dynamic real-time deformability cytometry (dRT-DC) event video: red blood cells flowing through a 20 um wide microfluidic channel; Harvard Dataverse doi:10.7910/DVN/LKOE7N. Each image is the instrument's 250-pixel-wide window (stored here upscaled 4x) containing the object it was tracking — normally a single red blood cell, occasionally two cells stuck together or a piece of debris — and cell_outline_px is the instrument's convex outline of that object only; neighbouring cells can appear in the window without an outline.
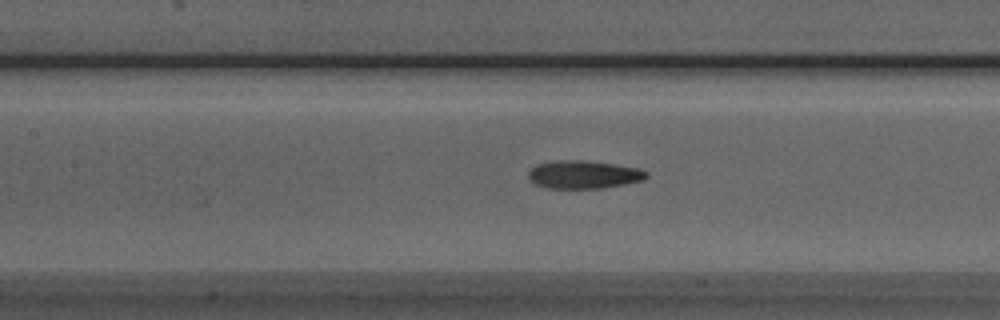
{"species": "Egyptian fruit bat (a non-hibernating species)", "species_latin": "Rousettus aegyptiacus", "temperature_condition": "room temperature", "stored_images_in_passage": 37, "camera_frame_rate_fps": 3000, "um_per_image_px": 0.085, "animal": {"sex": "male"}, "frame": {"image": 1, "passage_image": 10, "time_ms": 3.0, "image_size_px": [1000, 320], "cell_outline_px": [[648, 176], [644, 180], [624, 184], [600, 188], [548, 188], [536, 184], [528, 180], [528, 172], [536, 164], [556, 160], [584, 160], [640, 168], [648, 172]], "centroid_in_image_um": [49.6, 14.83], "position_along_channel_um": 157.8, "area_um2": 19.31}}
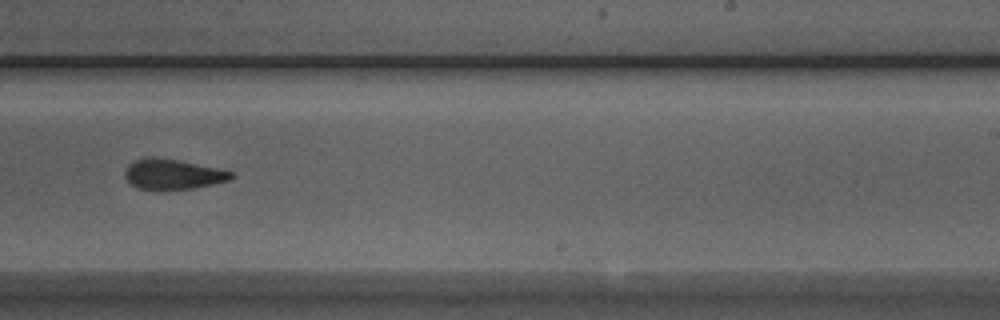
{"frame": {"image": 2, "passage_image": 19, "time_ms": 6.0, "image_size_px": [1000, 320], "cell_outline_px": [[236, 176], [232, 180], [192, 188], [160, 192], [156, 192], [136, 188], [124, 176], [124, 168], [128, 164], [144, 156], [156, 156], [180, 160], [216, 168], [232, 172]], "centroid_in_image_um": [14.63, 14.83], "position_along_channel_um": 274.4, "area_um2": 19.48}}
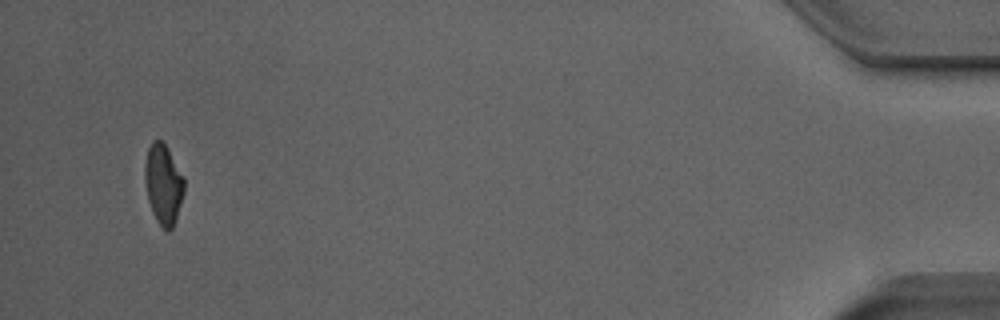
{"frame": {"image": 3, "passage_image": 37, "time_ms": 12.0, "image_size_px": [1000, 320], "cell_outline_px": [[184, 192], [176, 220], [172, 228], [168, 232], [156, 220], [152, 212], [148, 200], [144, 180], [144, 164], [148, 148], [152, 140], [160, 140], [168, 148], [184, 176]], "centroid_in_image_um": [13.88, 15.64], "position_along_channel_um": 421.3, "area_um2": 18.5}, "authors_computed_cell_mechanics": {"area_um2": 19.0162, "velocity_mm_per_s": 3.8955, "shape_relaxation_time_tau1_ms": 4.3546, "shape_relaxation_time_tau2_ms": 2.8539, "deformation_change_tau1": 0.1721, "deformation_change_tau2": 0.1114}}